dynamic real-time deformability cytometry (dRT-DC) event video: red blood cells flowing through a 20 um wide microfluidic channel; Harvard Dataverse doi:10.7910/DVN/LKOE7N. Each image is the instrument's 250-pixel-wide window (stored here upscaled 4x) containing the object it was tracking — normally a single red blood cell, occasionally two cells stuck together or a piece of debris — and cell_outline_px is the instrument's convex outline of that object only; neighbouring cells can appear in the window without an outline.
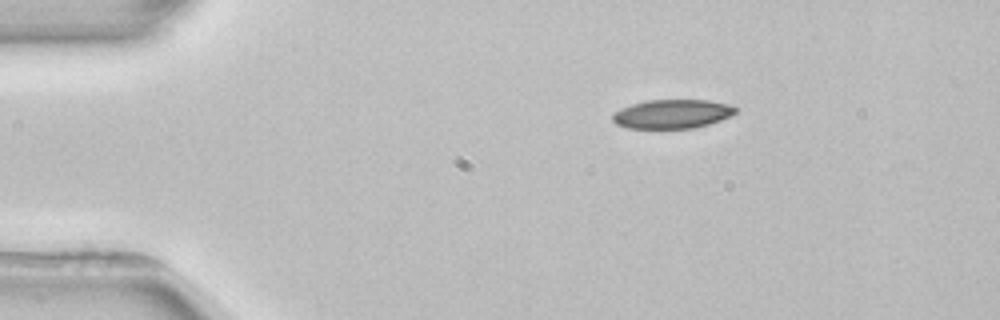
{"species": "common noctule bat (a hibernating species)", "species_latin": "Nyctalus noctula", "temperature_condition": "room temperature", "stored_images_in_passage": 5, "segment_of_instrument_passage": [2, 2], "camera_frame_rate_fps": 3000, "um_per_image_px": 0.085, "animal": {"sex": "female", "body_mass_g": 22.7, "forearm_length_mm": 54.2}, "frame": {"image": 1, "passage_image": 5, "time_ms": 7.0, "image_size_px": [1000, 320], "cell_outline_px": [[736, 112], [720, 120], [708, 124], [692, 128], [624, 128], [616, 124], [612, 120], [612, 116], [620, 108], [632, 104], [648, 100], [708, 100], [728, 104], [736, 108]], "centroid_in_image_um": [57.1, 9.68], "position_along_channel_um": 27.9, "area_um2": 20.58}}